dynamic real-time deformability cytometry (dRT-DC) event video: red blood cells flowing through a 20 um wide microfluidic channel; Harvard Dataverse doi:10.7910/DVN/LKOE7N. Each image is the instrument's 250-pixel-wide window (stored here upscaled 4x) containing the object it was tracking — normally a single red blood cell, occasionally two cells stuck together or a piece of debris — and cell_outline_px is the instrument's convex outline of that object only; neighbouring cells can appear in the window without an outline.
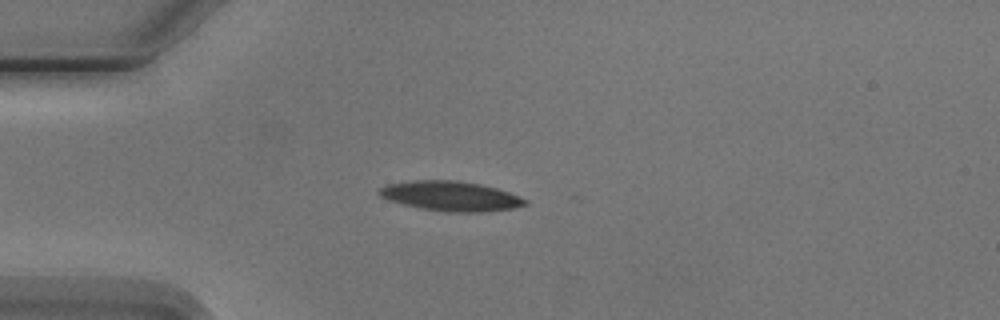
{"species": "Egyptian fruit bat (a non-hibernating species)", "species_latin": "Rousettus aegyptiacus", "temperature_condition": "cold", "stored_images_in_passage": 6, "camera_frame_rate_fps": 3000, "um_per_image_px": 0.085, "animal": {"sex": "male"}, "frame": {"image": 1, "passage_image": 3, "time_ms": 2.667, "image_size_px": [1000, 320], "cell_outline_px": [[528, 204], [512, 208], [480, 212], [444, 212], [420, 208], [388, 200], [380, 196], [376, 192], [380, 188], [388, 184], [412, 180], [456, 180], [480, 184], [496, 188], [508, 192], [528, 200]], "centroid_in_image_um": [38.28, 16.66], "position_along_channel_um": 46.7, "area_um2": 25.26}}
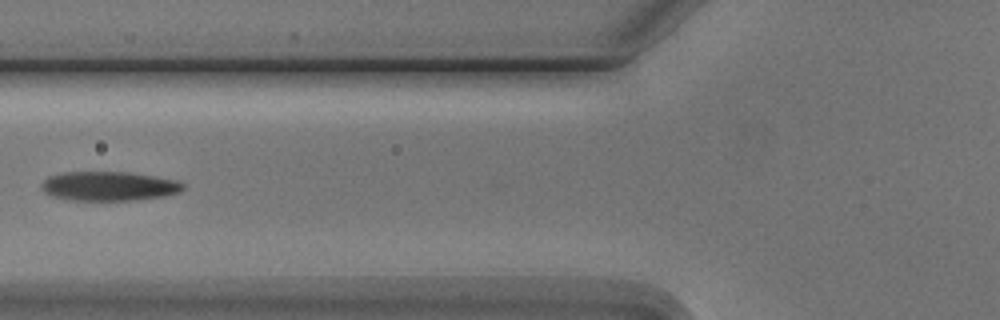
{"frame": {"image": 2, "passage_image": 5, "time_ms": 5.0, "image_size_px": [1000, 320], "cell_outline_px": [[184, 188], [180, 192], [164, 196], [136, 200], [72, 200], [52, 196], [44, 192], [40, 184], [48, 176], [60, 172], [128, 172], [180, 180], [184, 184]], "centroid_in_image_um": [9.27, 15.81], "position_along_channel_um": 116.5, "area_um2": 24.33}}
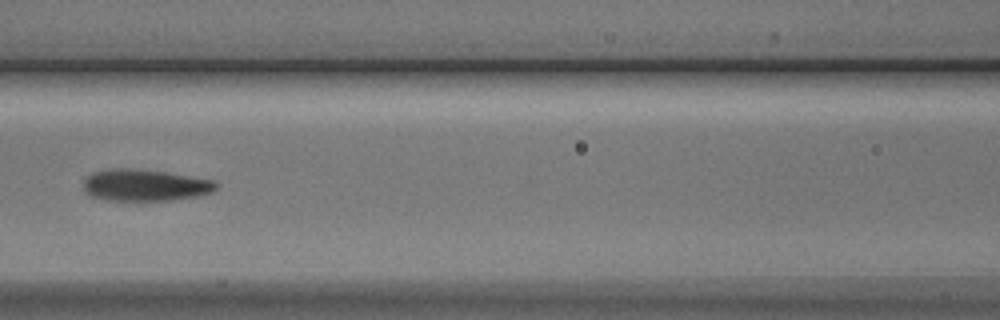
{"frame": {"image": 3, "passage_image": 6, "time_ms": 6.0, "image_size_px": [1000, 320], "cell_outline_px": [[220, 184], [212, 192], [200, 196], [144, 204], [108, 200], [92, 196], [84, 192], [84, 180], [92, 172], [112, 168], [128, 168], [164, 172], [216, 180]], "centroid_in_image_um": [12.35, 15.79], "position_along_channel_um": 154.3, "area_um2": 25.49}}